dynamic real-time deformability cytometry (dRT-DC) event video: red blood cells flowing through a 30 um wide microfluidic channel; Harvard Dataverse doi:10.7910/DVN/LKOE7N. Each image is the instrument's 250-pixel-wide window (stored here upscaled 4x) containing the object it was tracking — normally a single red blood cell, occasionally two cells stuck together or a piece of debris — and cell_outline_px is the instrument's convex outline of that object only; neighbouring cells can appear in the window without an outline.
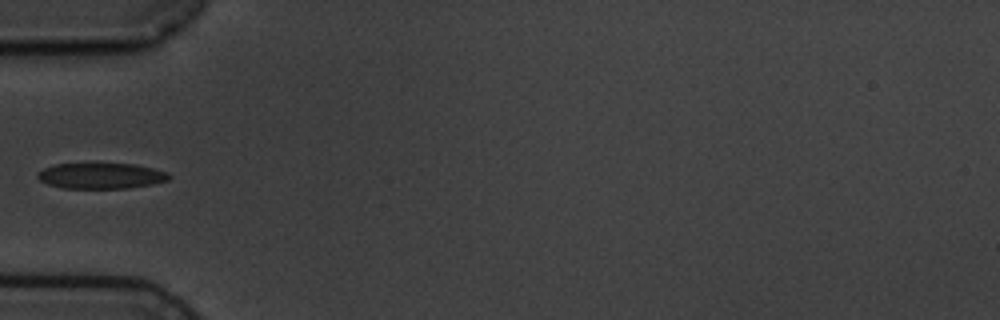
{"species": "common noctule bat (a hibernating species)", "species_latin": "Nyctalus noctula", "temperature_condition": "cold", "stored_images_in_passage": 11, "camera_frame_rate_fps": 3000, "um_per_image_px": 0.085, "animal": {"sex": "male", "body_mass_g": 19.5, "forearm_length_mm": 54.6}, "frame": {"image": 1, "passage_image": 5, "time_ms": 6.0, "image_size_px": [1000, 320], "cell_outline_px": [[172, 176], [168, 180], [152, 184], [128, 188], [64, 188], [48, 184], [40, 180], [36, 176], [36, 172], [44, 168], [56, 164], [136, 164], [168, 172]], "centroid_in_image_um": [8.59, 14.94], "position_along_channel_um": 76.4, "area_um2": 19.65}}
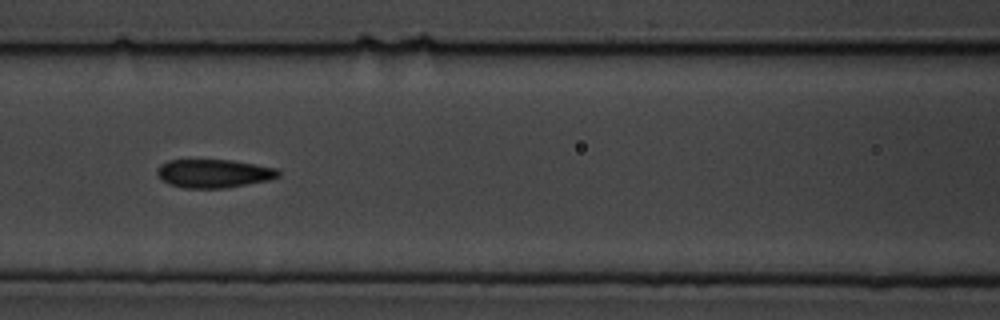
{"frame": {"image": 2, "passage_image": 7, "time_ms": 8.0, "image_size_px": [1000, 320], "cell_outline_px": [[280, 176], [268, 180], [224, 188], [184, 188], [168, 184], [156, 172], [160, 164], [168, 160], [232, 160], [280, 168]], "centroid_in_image_um": [18.2, 14.74], "position_along_channel_um": 148.4, "area_um2": 20.11}}
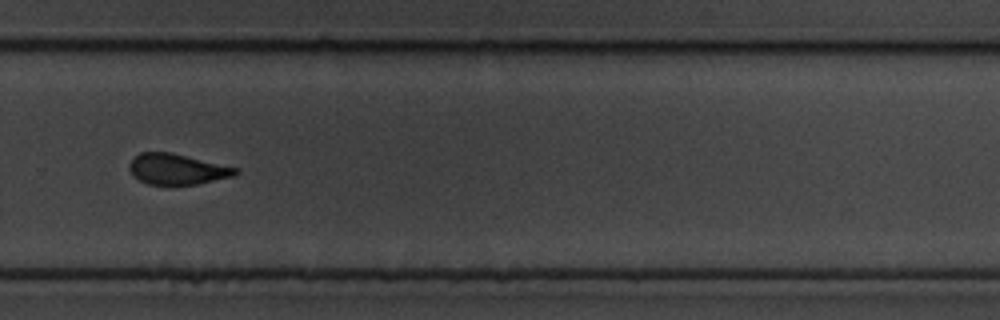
{"frame": {"image": 3, "passage_image": 11, "time_ms": 12.667, "image_size_px": [1000, 320], "cell_outline_px": [[240, 172], [236, 176], [196, 184], [148, 184], [132, 176], [128, 168], [128, 164], [140, 152], [172, 152], [240, 168]], "centroid_in_image_um": [15.09, 14.37], "position_along_channel_um": 314.7, "area_um2": 19.19}}